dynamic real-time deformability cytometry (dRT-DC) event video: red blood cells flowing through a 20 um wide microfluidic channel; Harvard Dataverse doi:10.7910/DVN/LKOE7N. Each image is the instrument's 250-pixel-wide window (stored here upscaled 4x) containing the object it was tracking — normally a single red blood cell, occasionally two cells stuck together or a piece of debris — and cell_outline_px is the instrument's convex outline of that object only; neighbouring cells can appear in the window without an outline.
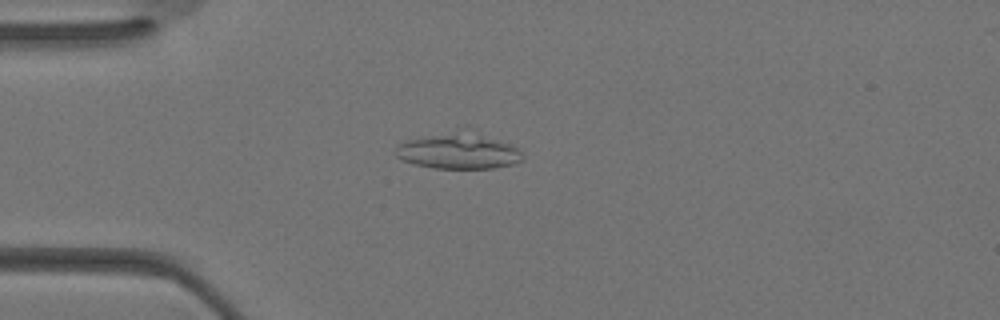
{"species": "Egyptian fruit bat (a non-hibernating species)", "species_latin": "Rousettus aegyptiacus", "temperature_condition": "warm", "stored_images_in_passage": 32, "camera_frame_rate_fps": 3000, "um_per_image_px": 0.085, "animal": {"sex": "female"}, "frame": {"image": 1, "passage_image": 7, "time_ms": 2.0, "image_size_px": [1000, 320], "cell_outline_px": [[524, 160], [512, 164], [492, 168], [432, 168], [400, 160], [396, 156], [396, 148], [404, 140], [464, 124], [468, 124], [512, 144], [524, 156]], "centroid_in_image_um": [38.99, 12.71], "position_along_channel_um": 46.0, "area_um2": 28.61}}
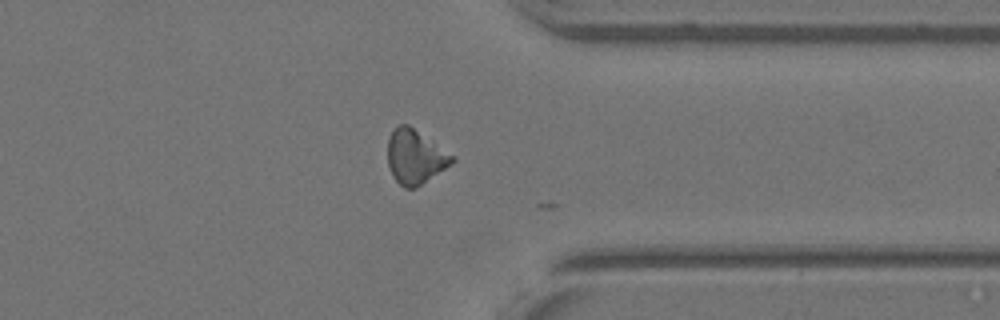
{"frame": {"image": 2, "passage_image": 25, "time_ms": 8.0, "image_size_px": [1000, 320], "cell_outline_px": [[456, 160], [452, 164], [416, 188], [404, 188], [392, 176], [388, 164], [388, 136], [400, 124], [408, 124], [456, 156]], "centroid_in_image_um": [35.31, 13.33], "position_along_channel_um": 376.1, "area_um2": 20.46}}